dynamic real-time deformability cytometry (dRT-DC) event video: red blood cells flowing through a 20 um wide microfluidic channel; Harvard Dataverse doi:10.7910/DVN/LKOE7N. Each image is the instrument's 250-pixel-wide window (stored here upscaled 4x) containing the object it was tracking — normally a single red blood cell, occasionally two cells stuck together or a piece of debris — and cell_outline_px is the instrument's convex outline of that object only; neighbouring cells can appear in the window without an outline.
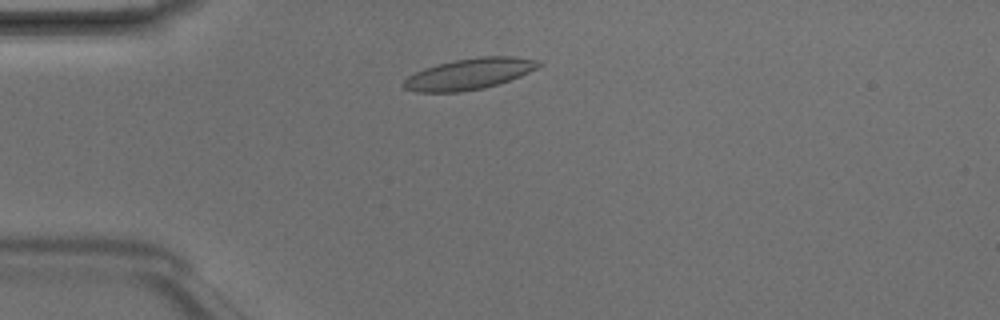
{"species": "Egyptian fruit bat (a non-hibernating species)", "species_latin": "Rousettus aegyptiacus", "temperature_condition": "room temperature", "stored_images_in_passage": 3, "camera_frame_rate_fps": 3000, "um_per_image_px": 0.085, "animal": {"sex": "male"}, "frame": {"image": 1, "passage_image": 2, "time_ms": 0.333, "image_size_px": [1000, 320], "cell_outline_px": [[544, 64], [520, 76], [484, 88], [456, 92], [416, 92], [404, 88], [404, 80], [408, 76], [424, 68], [436, 64], [452, 60], [480, 56], [516, 56], [536, 60]], "centroid_in_image_um": [39.88, 6.27], "position_along_channel_um": 45.1, "area_um2": 24.33}}